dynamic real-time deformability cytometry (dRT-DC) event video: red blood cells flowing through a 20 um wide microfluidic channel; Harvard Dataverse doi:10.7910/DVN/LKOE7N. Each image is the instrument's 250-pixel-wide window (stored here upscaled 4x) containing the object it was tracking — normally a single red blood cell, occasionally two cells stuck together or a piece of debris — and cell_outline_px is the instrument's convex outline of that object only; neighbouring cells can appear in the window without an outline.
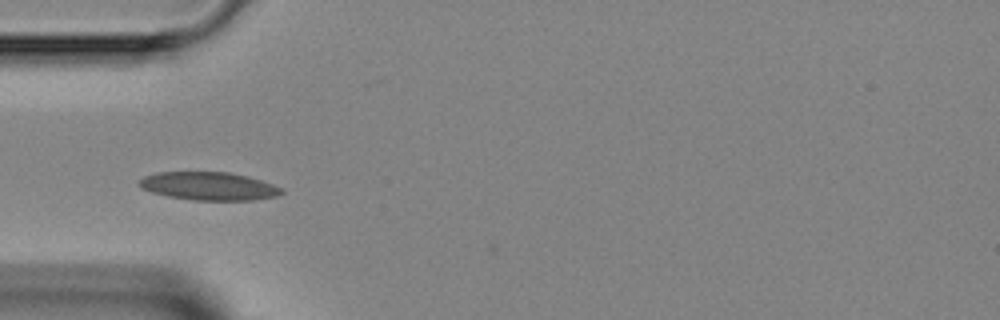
{"species": "Egyptian fruit bat (a non-hibernating species)", "species_latin": "Rousettus aegyptiacus", "temperature_condition": "room temperature", "stored_images_in_passage": 3, "camera_frame_rate_fps": 3000, "um_per_image_px": 0.085, "animal": {"sex": "female"}, "frame": {"image": 1, "passage_image": 1, "time_ms": 0.0, "image_size_px": [1000, 320], "cell_outline_px": [[284, 192], [276, 196], [252, 200], [192, 200], [168, 196], [152, 192], [140, 188], [136, 184], [136, 180], [144, 176], [156, 172], [228, 172], [248, 176], [272, 184], [280, 188]], "centroid_in_image_um": [17.67, 15.81], "position_along_channel_um": 67.3, "area_um2": 23.41}}